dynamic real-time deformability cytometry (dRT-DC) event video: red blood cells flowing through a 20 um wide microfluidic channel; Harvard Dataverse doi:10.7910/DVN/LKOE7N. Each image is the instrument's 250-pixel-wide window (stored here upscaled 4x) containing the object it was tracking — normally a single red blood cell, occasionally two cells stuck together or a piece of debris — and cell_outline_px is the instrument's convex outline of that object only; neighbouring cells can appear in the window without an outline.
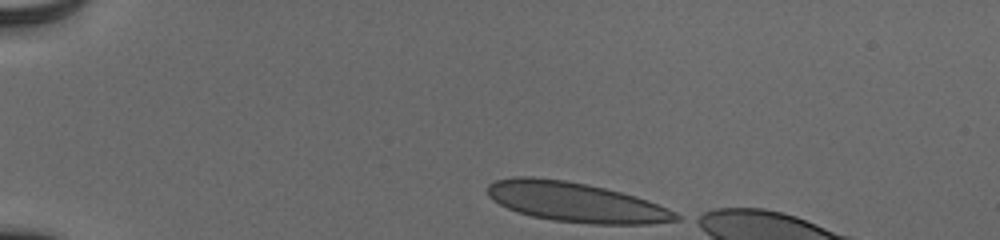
{"species": "human", "species_latin": "Homo sapiens", "temperature_condition": "cold", "stored_images_in_passage": 36, "camera_frame_rate_fps": 3000, "um_per_image_px": 0.085, "donor": {"sex": "male"}, "frame": {"image": 1, "passage_image": 1, "time_ms": 0.0, "image_size_px": [1000, 240], "cell_outline_px": [[684, 216], [680, 220], [648, 224], [592, 224], [552, 220], [532, 216], [516, 212], [492, 200], [488, 196], [488, 184], [496, 180], [512, 176], [532, 176], [564, 180], [588, 184], [636, 196], [648, 200], [668, 208]], "centroid_in_image_um": [48.95, 17.18], "position_along_channel_um": 36.0, "area_um2": 43.81}}
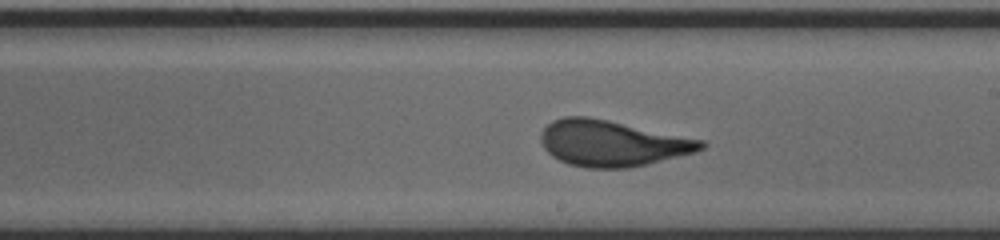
{"frame": {"image": 2, "passage_image": 22, "time_ms": 7.0, "image_size_px": [1000, 240], "cell_outline_px": [[708, 144], [704, 148], [696, 152], [628, 168], [588, 168], [568, 164], [552, 156], [544, 148], [540, 140], [540, 132], [552, 120], [564, 116], [588, 116], [608, 120], [704, 140]], "centroid_in_image_um": [52.01, 12.17], "position_along_channel_um": 237.0, "area_um2": 42.89}}
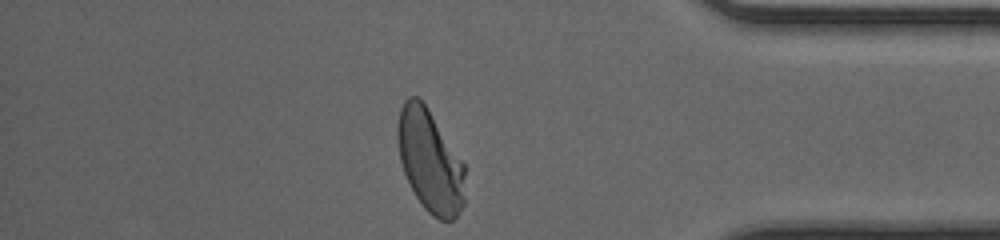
{"frame": {"image": 3, "passage_image": 36, "time_ms": 11.667, "image_size_px": [1000, 240], "cell_outline_px": [[464, 204], [460, 212], [452, 220], [440, 220], [432, 216], [424, 208], [416, 196], [404, 172], [400, 160], [396, 136], [396, 128], [400, 108], [404, 100], [408, 96], [416, 96], [428, 108], [464, 164]], "centroid_in_image_um": [36.53, 13.68], "position_along_channel_um": 398.7, "area_um2": 40.11}, "authors_computed_cell_mechanics": {"area_um2": 42.483, "velocity_mm_per_s": 3.8951, "shape_relaxation_time_tau1_ms": 4.6965, "shape_relaxation_time_tau2_ms": null, "deformation_change_tau1": 0.1981, "deformation_change_tau2": null}}